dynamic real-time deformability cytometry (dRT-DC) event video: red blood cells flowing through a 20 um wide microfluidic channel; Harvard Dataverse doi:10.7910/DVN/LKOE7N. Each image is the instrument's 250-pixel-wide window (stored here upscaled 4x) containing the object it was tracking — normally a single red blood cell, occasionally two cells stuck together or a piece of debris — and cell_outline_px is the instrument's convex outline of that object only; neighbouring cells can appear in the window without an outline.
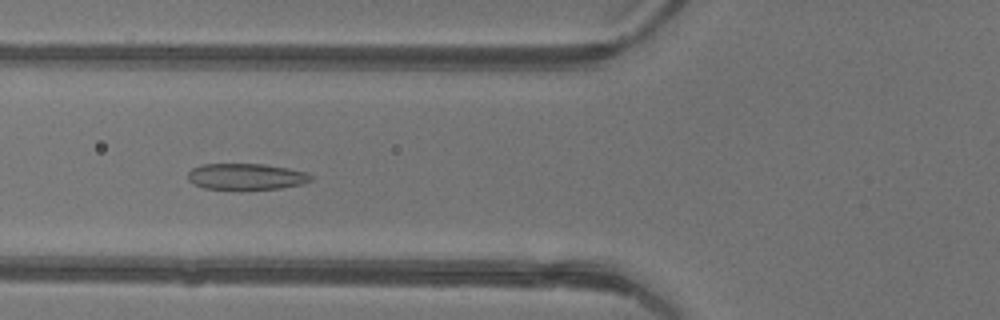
{"species": "common noctule bat (a hibernating species)", "species_latin": "Nyctalus noctula", "temperature_condition": "warm", "stored_images_in_passage": 34, "camera_frame_rate_fps": 3000, "um_per_image_px": 0.085, "animal": {"sex": "female"}, "frame": {"image": 1, "passage_image": 5, "time_ms": 1.333, "image_size_px": [1000, 320], "cell_outline_px": [[312, 180], [304, 184], [280, 188], [204, 188], [192, 184], [188, 180], [188, 172], [192, 168], [204, 164], [264, 164], [288, 168], [308, 172], [312, 176]], "centroid_in_image_um": [20.94, 14.99], "position_along_channel_um": 104.9, "area_um2": 18.61}}
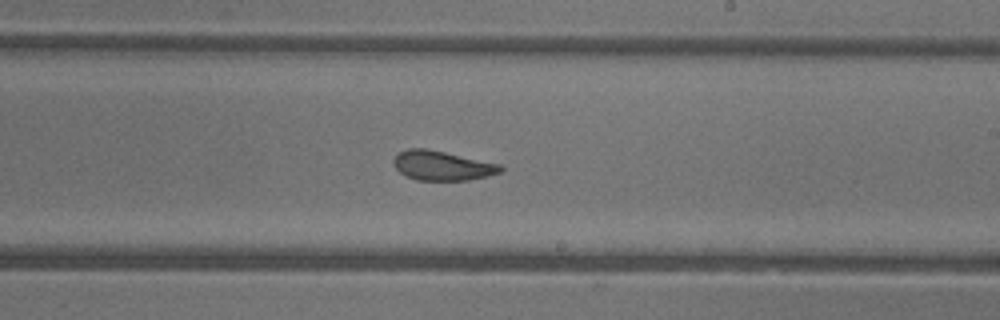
{"frame": {"image": 2, "passage_image": 15, "time_ms": 4.667, "image_size_px": [1000, 320], "cell_outline_px": [[504, 168], [500, 172], [488, 176], [468, 180], [416, 180], [400, 172], [392, 164], [392, 160], [400, 152], [408, 148], [424, 148], [444, 152], [500, 164]], "centroid_in_image_um": [37.57, 14.08], "position_along_channel_um": 251.4, "area_um2": 18.21}}
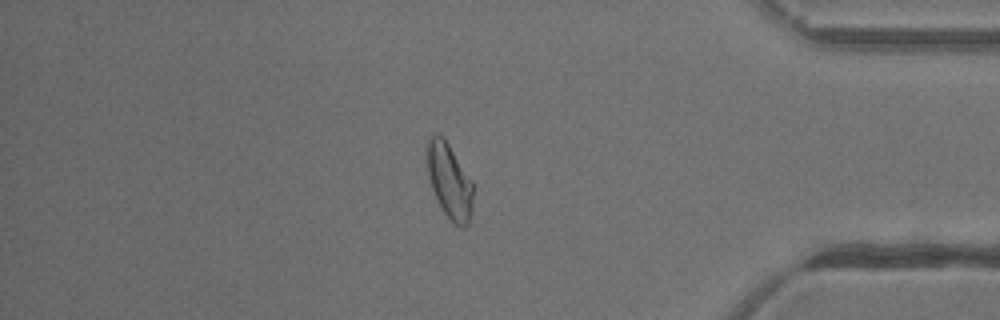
{"frame": {"image": 3, "passage_image": 27, "time_ms": 8.667, "image_size_px": [1000, 320], "cell_outline_px": [[472, 208], [468, 224], [464, 228], [460, 228], [444, 212], [432, 188], [428, 176], [428, 140], [432, 132], [436, 132], [444, 136], [472, 180]], "centroid_in_image_um": [38.21, 15.34], "position_along_channel_um": 397.0, "area_um2": 19.94}, "authors_computed_cell_mechanics": {"area_um2": 19.5942, "velocity_mm_per_s": 4.384, "shape_relaxation_time_tau1_ms": 10.5012, "shape_relaxation_time_tau2_ms": 1.3597, "deformation_change_tau1": 0.2407, "deformation_change_tau2": 0.0772}}